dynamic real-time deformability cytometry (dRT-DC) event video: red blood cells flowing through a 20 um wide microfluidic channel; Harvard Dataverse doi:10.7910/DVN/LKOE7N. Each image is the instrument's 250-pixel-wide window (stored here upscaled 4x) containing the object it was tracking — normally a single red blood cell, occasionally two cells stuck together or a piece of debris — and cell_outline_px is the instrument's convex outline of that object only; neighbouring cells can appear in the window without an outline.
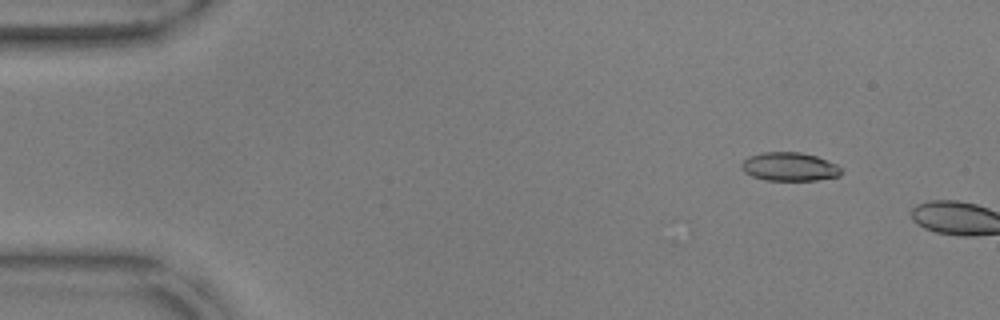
{"species": "common noctule bat (a hibernating species)", "species_latin": "Nyctalus noctula", "temperature_condition": "warm", "stored_images_in_passage": 8, "camera_frame_rate_fps": 3000, "um_per_image_px": 0.085, "animal": {"sex": "male", "body_mass_g": 17.9, "forearm_length_mm": 54.2}, "frame": {"image": 1, "passage_image": 6, "time_ms": 1.667, "image_size_px": [1000, 320], "cell_outline_px": [[840, 176], [816, 180], [768, 180], [752, 176], [744, 172], [740, 168], [740, 164], [748, 156], [764, 152], [800, 152], [816, 156], [836, 164], [840, 168]], "centroid_in_image_um": [67.07, 14.16], "position_along_channel_um": 17.9, "area_um2": 16.53}}